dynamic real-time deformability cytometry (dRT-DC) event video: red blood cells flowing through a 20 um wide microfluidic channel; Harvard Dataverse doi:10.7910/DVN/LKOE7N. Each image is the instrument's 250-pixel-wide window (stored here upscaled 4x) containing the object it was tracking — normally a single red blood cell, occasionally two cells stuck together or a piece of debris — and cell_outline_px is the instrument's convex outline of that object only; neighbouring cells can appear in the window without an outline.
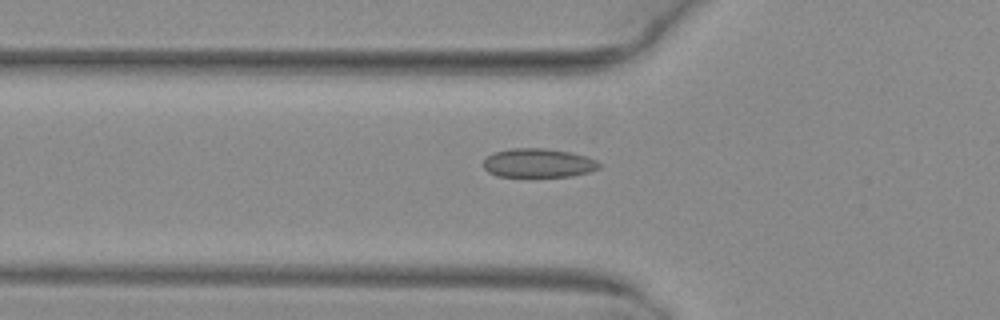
{"species": "common noctule bat (a hibernating species)", "species_latin": "Nyctalus noctula", "temperature_condition": "warm", "stored_images_in_passage": 40, "camera_frame_rate_fps": 3000, "um_per_image_px": 0.085, "animal": {"sex": "female", "body_mass_g": 29.2, "forearm_length_mm": 56.3}, "frame": {"image": 1, "passage_image": 7, "time_ms": 2.0, "image_size_px": [1000, 320], "cell_outline_px": [[600, 168], [588, 172], [572, 176], [532, 180], [496, 176], [488, 172], [484, 168], [484, 160], [492, 152], [512, 148], [544, 148], [572, 152], [596, 160], [600, 164]], "centroid_in_image_um": [45.72, 13.91], "position_along_channel_um": 80.1, "area_um2": 20.58}}
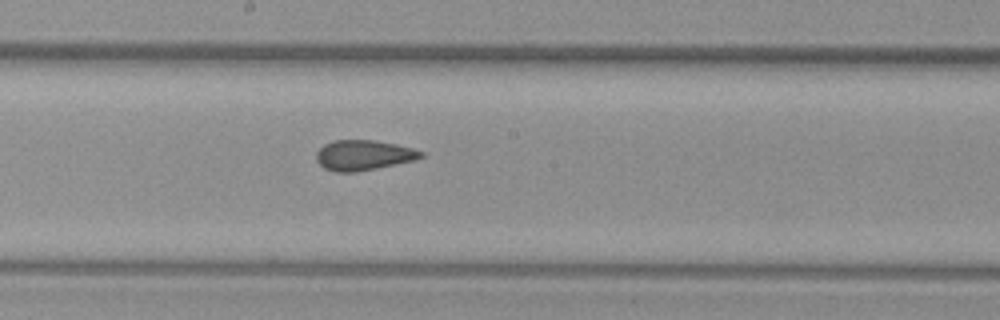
{"frame": {"image": 2, "passage_image": 17, "time_ms": 5.333, "image_size_px": [1000, 320], "cell_outline_px": [[424, 156], [412, 160], [376, 168], [356, 172], [336, 172], [324, 168], [316, 160], [316, 152], [324, 144], [332, 140], [372, 140], [396, 144], [412, 148], [424, 152]], "centroid_in_image_um": [30.85, 13.18], "position_along_channel_um": 217.3, "area_um2": 18.26}}
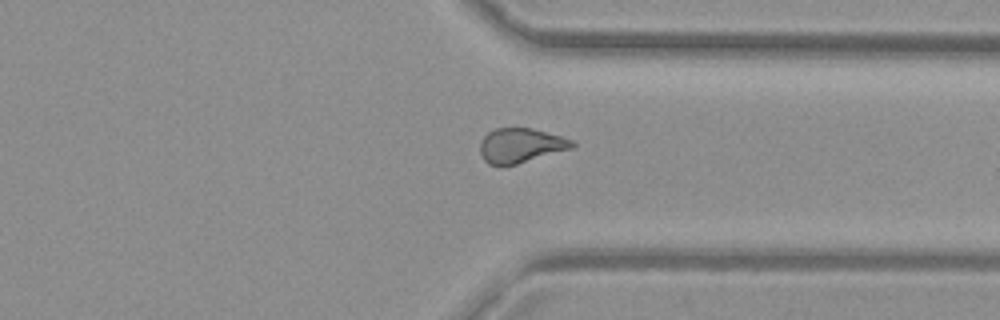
{"frame": {"image": 3, "passage_image": 28, "time_ms": 9.0, "image_size_px": [1000, 320], "cell_outline_px": [[576, 144], [572, 148], [516, 164], [500, 168], [488, 164], [484, 160], [480, 152], [480, 140], [488, 132], [496, 128], [532, 128], [560, 136], [572, 140]], "centroid_in_image_um": [44.2, 12.38], "position_along_channel_um": 367.2, "area_um2": 18.67}, "authors_computed_cell_mechanics": {"area_um2": 18.7561, "velocity_mm_per_s": 4.0954, "shape_relaxation_time_tau1_ms": null, "shape_relaxation_time_tau2_ms": 1.2758, "deformation_change_tau1": null, "deformation_change_tau2": 0.0713}}